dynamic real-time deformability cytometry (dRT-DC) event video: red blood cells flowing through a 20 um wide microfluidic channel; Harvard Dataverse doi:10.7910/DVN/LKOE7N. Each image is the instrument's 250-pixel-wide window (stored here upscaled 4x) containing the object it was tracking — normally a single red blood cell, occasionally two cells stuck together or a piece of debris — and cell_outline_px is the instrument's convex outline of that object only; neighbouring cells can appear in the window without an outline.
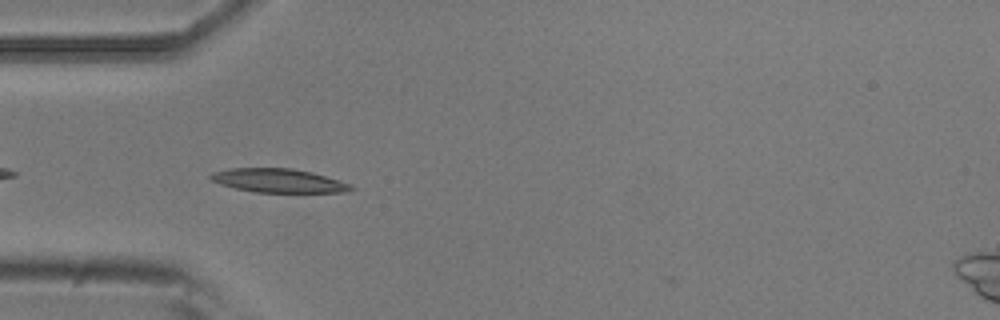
{"species": "common noctule bat (a hibernating species)", "species_latin": "Nyctalus noctula", "temperature_condition": "room temperature", "stored_images_in_passage": 3, "camera_frame_rate_fps": 3000, "um_per_image_px": 0.085, "animal": {"sex": "male", "body_mass_g": 20.5, "forearm_length_mm": 52.5}, "frame": {"image": 1, "passage_image": 1, "time_ms": 0.0, "image_size_px": [1000, 320], "cell_outline_px": [[356, 188], [348, 192], [256, 192], [236, 188], [220, 184], [212, 180], [208, 176], [212, 172], [232, 168], [292, 168], [312, 172], [352, 184]], "centroid_in_image_um": [23.7, 15.35], "position_along_channel_um": 61.3, "area_um2": 19.42}}
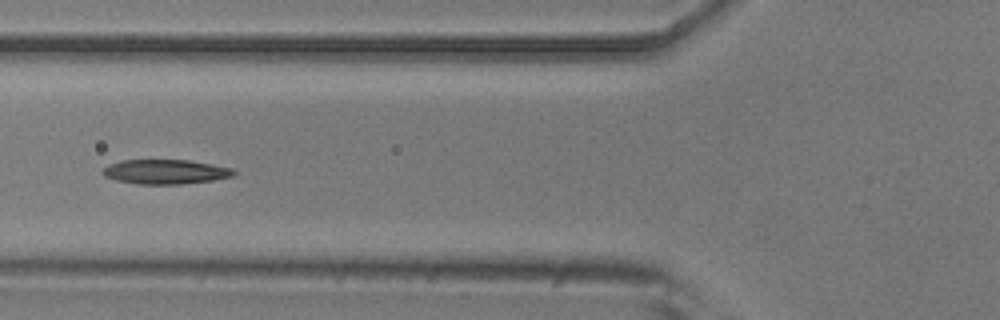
{"frame": {"image": 2, "passage_image": 2, "time_ms": 0.333, "image_size_px": [1000, 320], "cell_outline_px": [[236, 172], [232, 176], [212, 180], [180, 184], [136, 184], [116, 180], [104, 176], [100, 172], [108, 164], [124, 160], [188, 160], [212, 164], [232, 168]], "centroid_in_image_um": [14.02, 14.6], "position_along_channel_um": 111.8, "area_um2": 18.67}}
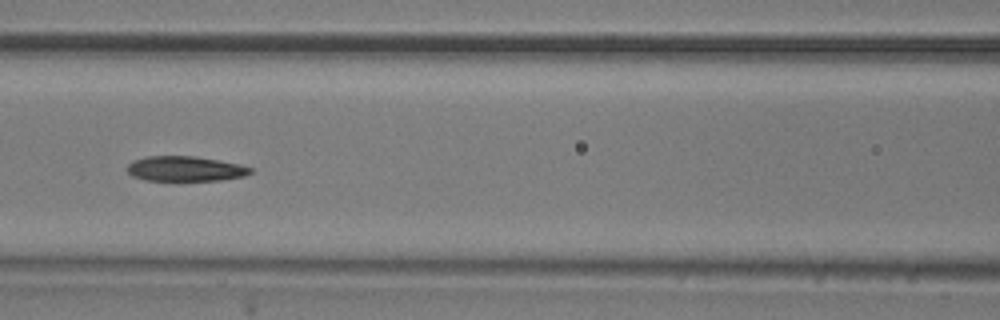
{"frame": {"image": 3, "passage_image": 3, "time_ms": 0.667, "image_size_px": [1000, 320], "cell_outline_px": [[256, 172], [244, 176], [220, 180], [144, 180], [132, 176], [128, 172], [128, 164], [132, 160], [144, 156], [196, 156], [240, 164], [252, 168]], "centroid_in_image_um": [15.76, 14.33], "position_along_channel_um": 150.8, "area_um2": 18.09}}